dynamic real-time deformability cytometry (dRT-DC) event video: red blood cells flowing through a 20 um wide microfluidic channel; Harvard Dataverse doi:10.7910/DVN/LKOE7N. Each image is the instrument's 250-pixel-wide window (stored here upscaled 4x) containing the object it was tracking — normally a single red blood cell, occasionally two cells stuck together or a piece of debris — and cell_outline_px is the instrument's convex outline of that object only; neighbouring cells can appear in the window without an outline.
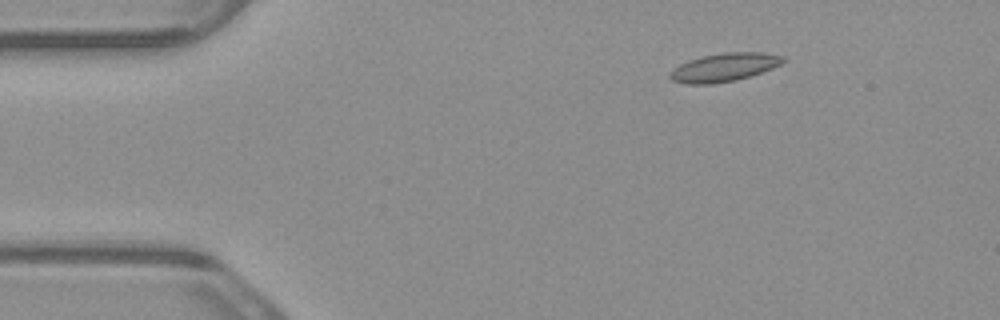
{"species": "common noctule bat (a hibernating species)", "species_latin": "Nyctalus noctula", "temperature_condition": "warm", "stored_images_in_passage": 4, "camera_frame_rate_fps": 3000, "um_per_image_px": 0.085, "animal": {"sex": "male", "body_mass_g": 23.1, "forearm_length_mm": 52.7}, "frame": {"image": 1, "passage_image": 3, "time_ms": 0.667, "image_size_px": [1000, 320], "cell_outline_px": [[788, 60], [772, 68], [736, 80], [712, 84], [688, 84], [672, 80], [668, 76], [668, 72], [672, 68], [688, 60], [704, 56], [724, 52], [764, 52], [784, 56]], "centroid_in_image_um": [61.54, 5.71], "position_along_channel_um": 23.5, "area_um2": 18.73}}